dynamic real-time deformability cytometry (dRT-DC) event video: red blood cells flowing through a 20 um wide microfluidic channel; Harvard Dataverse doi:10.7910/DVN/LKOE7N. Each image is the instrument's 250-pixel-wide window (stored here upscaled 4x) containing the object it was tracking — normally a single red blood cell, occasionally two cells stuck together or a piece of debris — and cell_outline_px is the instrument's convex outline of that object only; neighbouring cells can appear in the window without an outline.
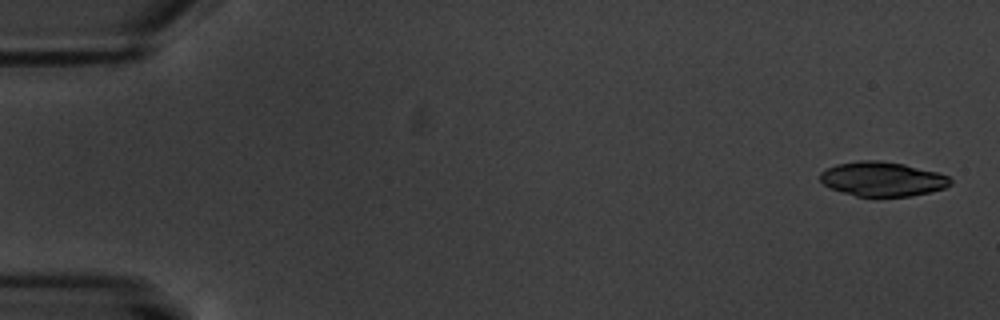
{"species": "common noctule bat (a hibernating species)", "species_latin": "Nyctalus noctula", "temperature_condition": "warm", "stored_images_in_passage": 7, "camera_frame_rate_fps": 3000, "um_per_image_px": 0.085, "animal": {"sex": "male", "body_mass_g": 20.1, "forearm_length_mm": 53.5}, "frame": {"image": 1, "passage_image": 1, "time_ms": 0.0, "image_size_px": [1000, 320], "cell_outline_px": [[952, 184], [944, 188], [928, 192], [908, 196], [856, 196], [828, 188], [820, 180], [820, 172], [836, 164], [860, 160], [880, 160], [904, 164], [936, 172], [948, 176], [952, 180]], "centroid_in_image_um": [74.98, 15.21], "position_along_channel_um": 10.0, "area_um2": 26.07}}
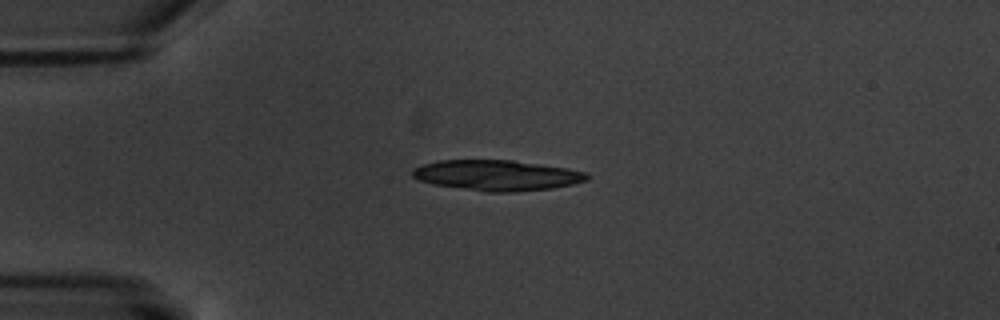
{"frame": {"image": 2, "passage_image": 5, "time_ms": 4.333, "image_size_px": [1000, 320], "cell_outline_px": [[588, 180], [572, 184], [552, 188], [512, 192], [488, 192], [432, 184], [420, 180], [412, 176], [412, 168], [424, 164], [440, 160], [512, 160], [568, 168], [584, 172], [588, 176]], "centroid_in_image_um": [42.22, 14.9], "position_along_channel_um": 42.8, "area_um2": 30.87}}